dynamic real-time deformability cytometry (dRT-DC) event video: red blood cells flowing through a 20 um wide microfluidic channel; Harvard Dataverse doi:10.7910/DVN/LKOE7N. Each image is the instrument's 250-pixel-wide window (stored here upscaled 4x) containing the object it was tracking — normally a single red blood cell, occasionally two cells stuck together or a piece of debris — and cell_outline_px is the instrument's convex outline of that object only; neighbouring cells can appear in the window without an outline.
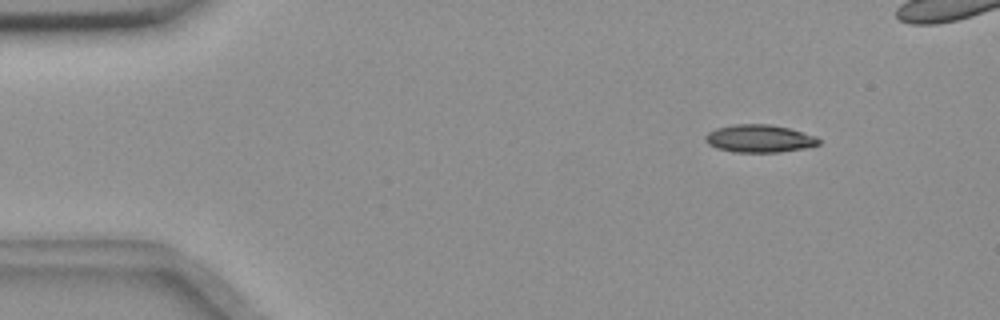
{"species": "common noctule bat (a hibernating species)", "species_latin": "Nyctalus noctula", "temperature_condition": "room temperature", "stored_images_in_passage": 10, "camera_frame_rate_fps": 3000, "um_per_image_px": 0.085, "animal": {"sex": "female", "body_mass_g": 18.4}, "frame": {"image": 1, "passage_image": 2, "time_ms": 0.333, "image_size_px": [1000, 320], "cell_outline_px": [[820, 144], [804, 148], [780, 152], [732, 152], [716, 148], [708, 144], [704, 140], [704, 136], [708, 132], [716, 128], [732, 124], [772, 124], [788, 128], [816, 136], [820, 140]], "centroid_in_image_um": [64.51, 11.77], "position_along_channel_um": 20.5, "area_um2": 18.44}}